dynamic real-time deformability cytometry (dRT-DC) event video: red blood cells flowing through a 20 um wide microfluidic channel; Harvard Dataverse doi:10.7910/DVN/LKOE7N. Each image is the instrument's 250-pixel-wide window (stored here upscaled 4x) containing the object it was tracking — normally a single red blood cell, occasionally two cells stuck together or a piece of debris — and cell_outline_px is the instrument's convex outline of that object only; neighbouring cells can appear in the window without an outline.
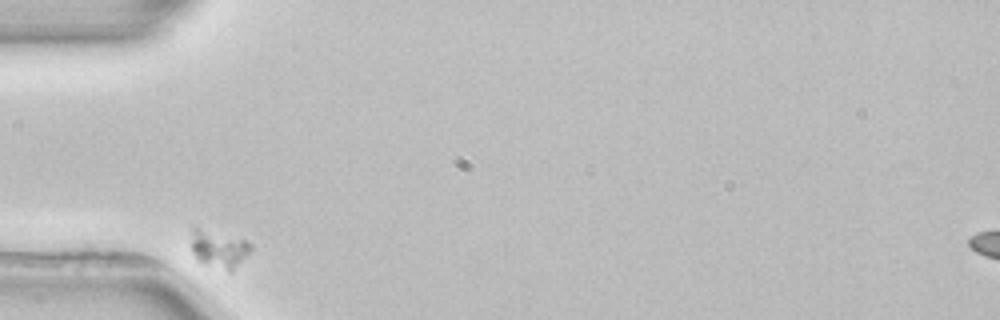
{"species": "common noctule bat (a hibernating species)", "species_latin": "Nyctalus noctula", "temperature_condition": "room temperature", "stored_images_in_passage": 2, "camera_frame_rate_fps": 3000, "um_per_image_px": 0.085, "animal": {"sex": "female", "body_mass_g": 22.7, "forearm_length_mm": 54.2}, "frame": {"image": 1, "passage_image": 1, "time_ms": 0.0, "image_size_px": [1000, 320], "cell_outline_px": [[252, 248], [232, 272], [228, 272], [196, 260], [192, 252], [192, 228], [196, 224], [244, 240], [252, 244]], "centroid_in_image_um": [18.56, 21.12], "position_along_channel_um": 66.4, "area_um2": 13.35}}